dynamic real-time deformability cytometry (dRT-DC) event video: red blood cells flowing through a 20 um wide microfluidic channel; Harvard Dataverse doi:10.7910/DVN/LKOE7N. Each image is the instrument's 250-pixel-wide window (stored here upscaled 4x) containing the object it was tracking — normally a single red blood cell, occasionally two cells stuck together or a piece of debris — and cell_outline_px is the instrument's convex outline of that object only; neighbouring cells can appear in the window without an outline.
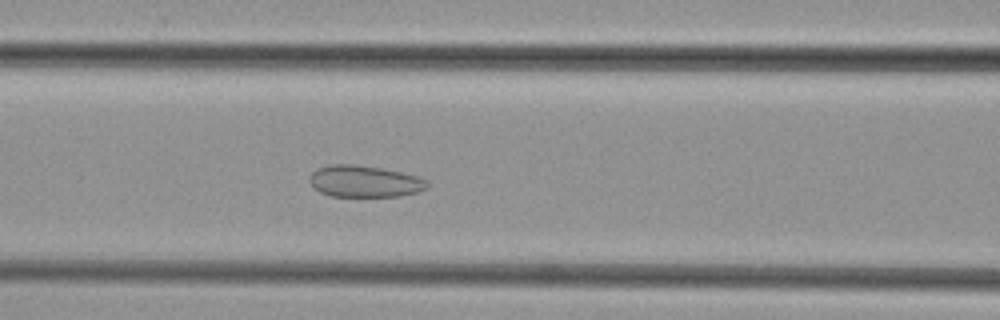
{"species": "common noctule bat (a hibernating species)", "species_latin": "Nyctalus noctula", "temperature_condition": "cold", "stored_images_in_passage": 45, "camera_frame_rate_fps": 3000, "um_per_image_px": 0.085, "animal": {"sex": "female", "body_mass_g": 29.2, "forearm_length_mm": 56.3}, "frame": {"image": 1, "passage_image": 17, "time_ms": 5.333, "image_size_px": [1000, 320], "cell_outline_px": [[428, 188], [420, 192], [400, 196], [328, 196], [312, 188], [308, 180], [308, 176], [316, 168], [328, 164], [356, 164], [384, 168], [416, 176], [428, 180]], "centroid_in_image_um": [30.95, 15.41], "position_along_channel_um": 135.7, "area_um2": 22.2}}
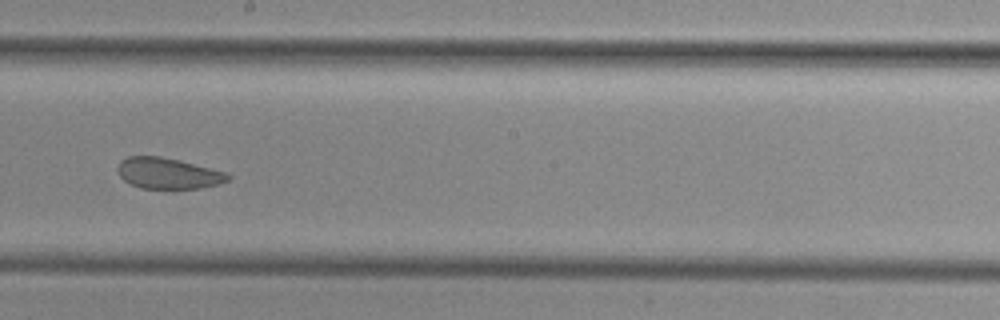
{"frame": {"image": 2, "passage_image": 24, "time_ms": 7.667, "image_size_px": [1000, 320], "cell_outline_px": [[232, 176], [228, 180], [220, 184], [200, 188], [140, 188], [124, 180], [120, 176], [116, 168], [120, 160], [128, 156], [160, 156], [180, 160], [224, 172]], "centroid_in_image_um": [14.26, 14.72], "position_along_channel_um": 233.9, "area_um2": 19.83}}
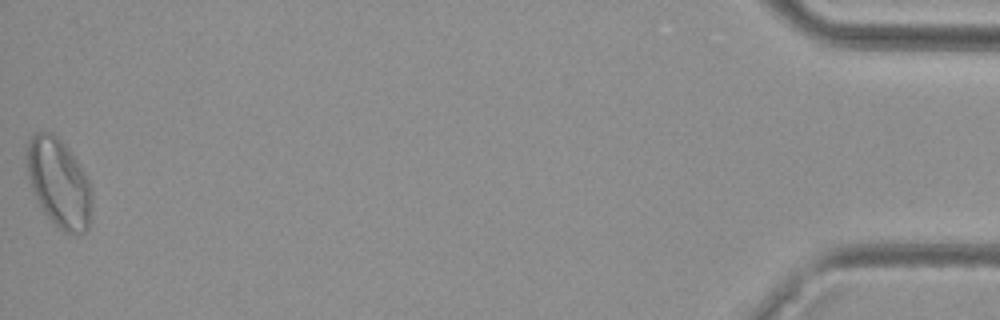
{"frame": {"image": 3, "passage_image": 45, "time_ms": 14.667, "image_size_px": [1000, 320], "cell_outline_px": [[92, 212], [88, 232], [64, 232], [44, 212], [32, 192], [28, 176], [28, 140], [36, 132], [52, 132], [68, 148], [84, 172], [88, 180], [92, 196]], "centroid_in_image_um": [5.03, 15.56], "position_along_channel_um": 430.2, "area_um2": 33.23}}